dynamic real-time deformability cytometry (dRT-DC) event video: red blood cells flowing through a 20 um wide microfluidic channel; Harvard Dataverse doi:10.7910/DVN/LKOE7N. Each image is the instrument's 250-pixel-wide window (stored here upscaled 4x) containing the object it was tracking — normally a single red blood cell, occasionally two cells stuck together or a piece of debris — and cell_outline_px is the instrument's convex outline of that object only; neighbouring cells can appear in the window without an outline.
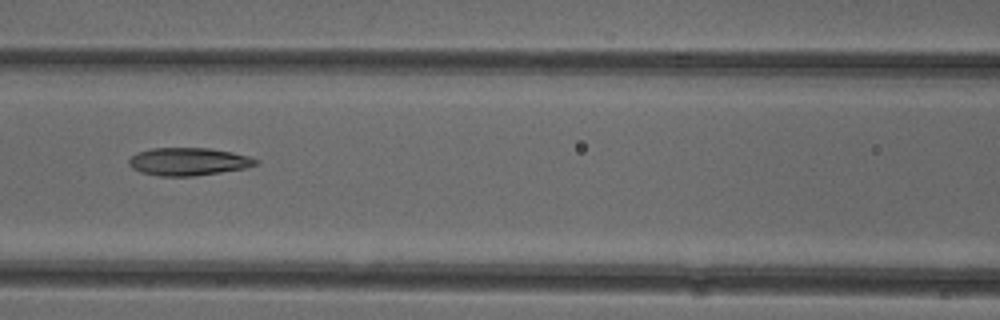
{"species": "common noctule bat (a hibernating species)", "species_latin": "Nyctalus noctula", "temperature_condition": "cold", "stored_images_in_passage": 7, "camera_frame_rate_fps": 3000, "um_per_image_px": 0.085, "animal": {"sex": "female"}, "frame": {"image": 1, "passage_image": 7, "time_ms": 7.0, "image_size_px": [1000, 320], "cell_outline_px": [[260, 160], [256, 164], [244, 168], [196, 176], [160, 176], [140, 172], [132, 168], [128, 164], [128, 160], [136, 152], [152, 148], [208, 148], [232, 152], [248, 156]], "centroid_in_image_um": [15.98, 13.73], "position_along_channel_um": 150.6, "area_um2": 20.52}}